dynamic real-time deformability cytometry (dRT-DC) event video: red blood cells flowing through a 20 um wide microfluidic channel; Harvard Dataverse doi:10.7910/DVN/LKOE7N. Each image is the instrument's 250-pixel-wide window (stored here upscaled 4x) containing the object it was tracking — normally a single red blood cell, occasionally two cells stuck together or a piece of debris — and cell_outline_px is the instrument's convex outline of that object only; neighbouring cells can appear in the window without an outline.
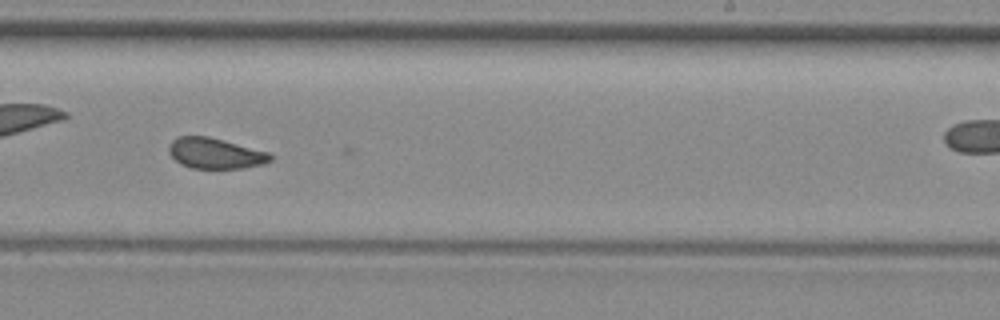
{"species": "common noctule bat (a hibernating species)", "species_latin": "Nyctalus noctula", "temperature_condition": "room temperature", "stored_images_in_passage": 36, "camera_frame_rate_fps": 3000, "um_per_image_px": 0.085, "animal": {"sex": "female", "body_mass_g": 29.2, "forearm_length_mm": 56.3}, "frame": {"image": 1, "passage_image": 29, "time_ms": 9.333, "image_size_px": [1000, 320], "cell_outline_px": [[272, 160], [264, 164], [244, 168], [192, 168], [180, 164], [168, 152], [168, 144], [176, 136], [208, 136], [268, 152], [272, 156]], "centroid_in_image_um": [18.27, 13.03], "position_along_channel_um": 270.7, "area_um2": 18.15}}